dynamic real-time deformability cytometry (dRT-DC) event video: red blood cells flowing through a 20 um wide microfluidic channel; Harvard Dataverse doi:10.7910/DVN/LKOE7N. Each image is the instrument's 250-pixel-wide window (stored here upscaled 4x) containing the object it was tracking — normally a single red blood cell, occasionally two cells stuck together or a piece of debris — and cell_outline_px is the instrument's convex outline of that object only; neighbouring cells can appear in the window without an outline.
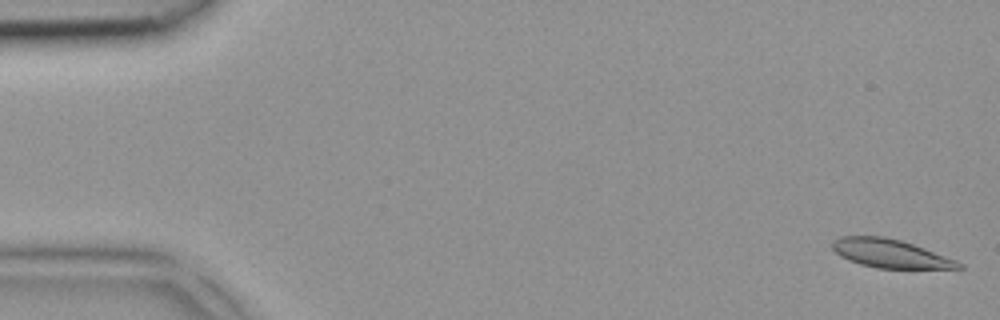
{"species": "common noctule bat (a hibernating species)", "species_latin": "Nyctalus noctula", "temperature_condition": "room temperature", "stored_images_in_passage": 4, "camera_frame_rate_fps": 3000, "um_per_image_px": 0.085, "animal": {"sex": "female", "body_mass_g": 18.4}, "frame": {"image": 1, "passage_image": 1, "time_ms": 0.0, "image_size_px": [1000, 320], "cell_outline_px": [[964, 268], [876, 268], [860, 264], [848, 260], [840, 256], [832, 248], [832, 240], [840, 236], [884, 236], [900, 240], [924, 248], [956, 260], [964, 264]], "centroid_in_image_um": [75.64, 21.54], "position_along_channel_um": 9.4, "area_um2": 20.87}}